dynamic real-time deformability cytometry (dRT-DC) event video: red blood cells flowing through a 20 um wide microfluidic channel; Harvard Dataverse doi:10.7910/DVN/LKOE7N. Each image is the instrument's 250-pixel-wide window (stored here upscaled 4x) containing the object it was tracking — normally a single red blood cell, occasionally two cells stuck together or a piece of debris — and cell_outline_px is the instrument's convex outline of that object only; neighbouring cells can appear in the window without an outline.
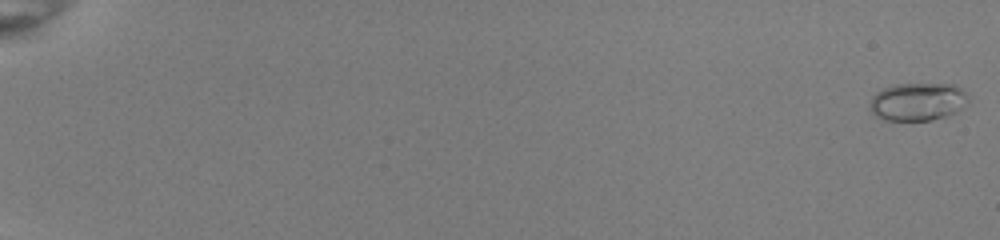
{"species": "common noctule bat (a hibernating species)", "species_latin": "Nyctalus noctula", "temperature_condition": "room temperature", "stored_images_in_passage": 54, "camera_frame_rate_fps": 3000, "um_per_image_px": 0.085, "animal": {"sex": "female", "body_mass_g": 22.0, "forearm_length_mm": 56.7}, "frame": {"image": 1, "passage_image": 1, "time_ms": 0.0, "image_size_px": [1000, 240], "cell_outline_px": [[968, 100], [956, 112], [932, 120], [884, 120], [876, 116], [872, 112], [872, 96], [876, 92], [892, 84], [956, 84], [968, 96]], "centroid_in_image_um": [78.0, 8.63], "position_along_channel_um": 7.0, "area_um2": 21.5}}
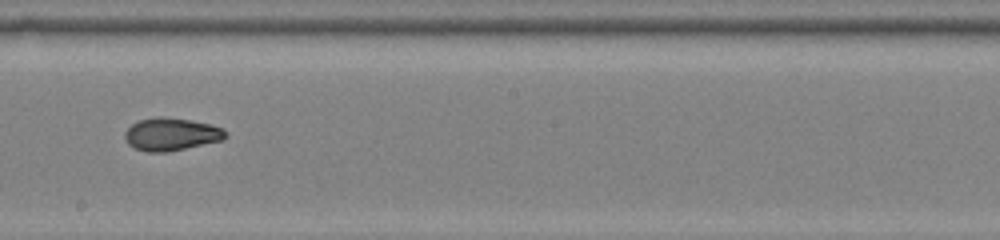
{"frame": {"image": 2, "passage_image": 34, "time_ms": 11.0, "image_size_px": [1000, 240], "cell_outline_px": [[228, 136], [224, 140], [168, 152], [148, 152], [136, 148], [128, 144], [124, 136], [124, 132], [132, 124], [140, 120], [160, 116], [164, 116], [188, 120], [208, 124], [224, 128], [228, 132]], "centroid_in_image_um": [14.59, 11.42], "position_along_channel_um": 233.6, "area_um2": 19.25}}
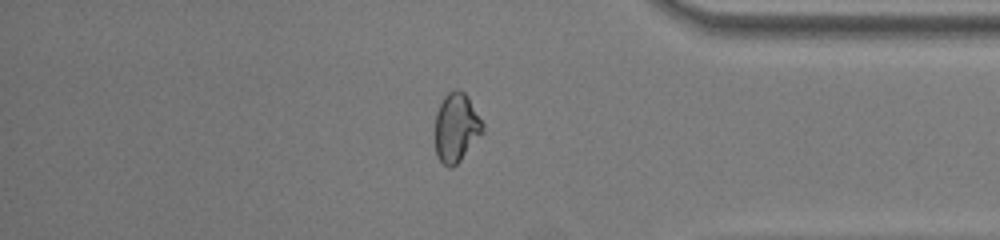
{"frame": {"image": 3, "passage_image": 47, "time_ms": 15.333, "image_size_px": [1000, 240], "cell_outline_px": [[484, 132], [460, 160], [452, 168], [448, 168], [436, 156], [436, 112], [444, 96], [448, 92], [456, 88], [464, 92], [468, 96], [484, 124]], "centroid_in_image_um": [38.8, 10.83], "position_along_channel_um": 396.4, "area_um2": 19.13}, "authors_computed_cell_mechanics": {"area_um2": 19.1318, "velocity_mm_per_s": 4.0232, "shape_relaxation_time_tau1_ms": 5.607, "shape_relaxation_time_tau2_ms": 1.5999, "deformation_change_tau1": 0.2256, "deformation_change_tau2": 0.0613}}